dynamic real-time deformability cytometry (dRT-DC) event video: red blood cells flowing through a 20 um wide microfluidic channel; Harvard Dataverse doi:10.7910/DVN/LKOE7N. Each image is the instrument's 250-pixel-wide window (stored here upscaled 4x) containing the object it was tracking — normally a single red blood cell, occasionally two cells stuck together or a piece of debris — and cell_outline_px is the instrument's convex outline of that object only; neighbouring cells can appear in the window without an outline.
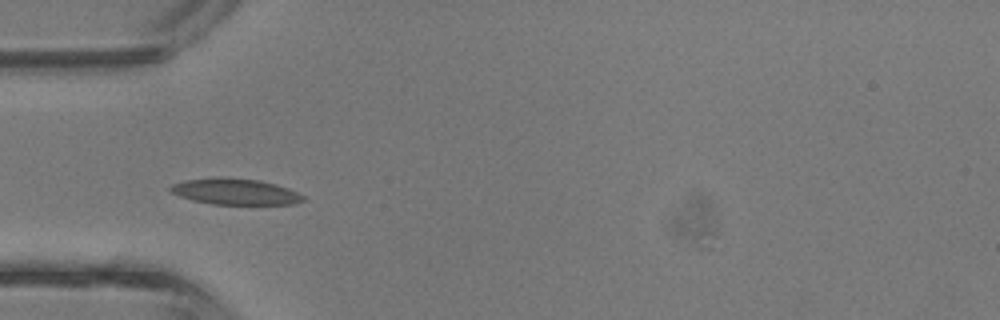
{"species": "common noctule bat (a hibernating species)", "species_latin": "Nyctalus noctula", "temperature_condition": "room temperature", "stored_images_in_passage": 3, "camera_frame_rate_fps": 3000, "um_per_image_px": 0.085, "animal": {"sex": "male", "body_mass_g": 13.3}, "frame": {"image": 1, "passage_image": 3, "time_ms": 0.667, "image_size_px": [1000, 320], "cell_outline_px": [[304, 200], [292, 204], [212, 204], [192, 200], [180, 196], [172, 192], [168, 188], [172, 184], [184, 180], [260, 180], [276, 184], [288, 188], [304, 196]], "centroid_in_image_um": [20.03, 16.33], "position_along_channel_um": 65.0, "area_um2": 19.13}}